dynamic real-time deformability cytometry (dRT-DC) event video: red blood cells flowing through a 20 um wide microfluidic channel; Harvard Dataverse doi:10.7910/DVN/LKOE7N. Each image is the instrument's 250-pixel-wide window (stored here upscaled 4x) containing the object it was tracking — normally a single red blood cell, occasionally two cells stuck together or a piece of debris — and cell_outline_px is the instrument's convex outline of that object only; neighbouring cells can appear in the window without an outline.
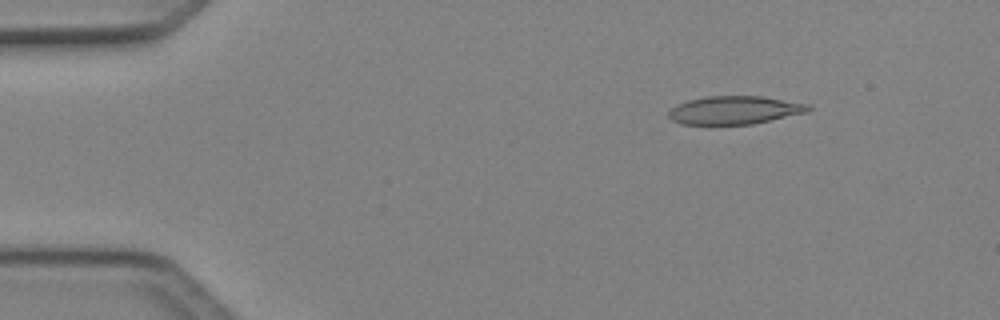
{"species": "Egyptian fruit bat (a non-hibernating species)", "species_latin": "Rousettus aegyptiacus", "temperature_condition": "cold", "stored_images_in_passage": 5, "camera_frame_rate_fps": 3000, "um_per_image_px": 0.085, "animal": {"sex": "female"}, "frame": {"image": 1, "passage_image": 2, "time_ms": 0.333, "image_size_px": [1000, 320], "cell_outline_px": [[812, 108], [808, 112], [752, 124], [680, 124], [672, 120], [668, 116], [668, 112], [676, 104], [688, 100], [708, 96], [764, 96], [808, 104]], "centroid_in_image_um": [62.44, 9.35], "position_along_channel_um": 22.6, "area_um2": 22.95}}
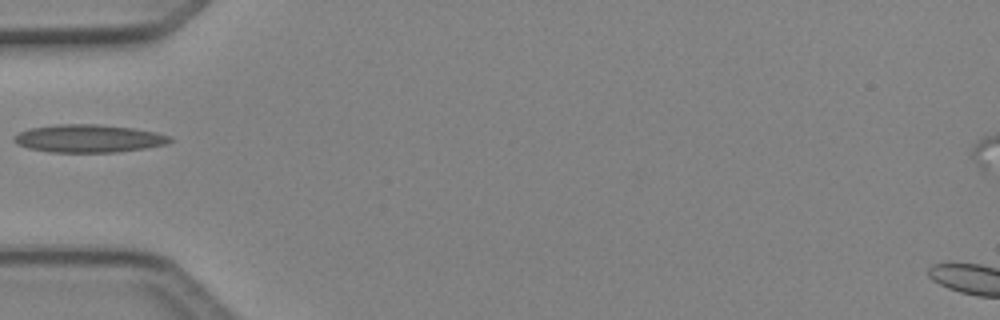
{"frame": {"image": 2, "passage_image": 4, "time_ms": 1.0, "image_size_px": [1000, 320], "cell_outline_px": [[172, 140], [164, 144], [144, 148], [116, 152], [48, 152], [28, 148], [16, 144], [12, 140], [12, 136], [28, 128], [56, 124], [100, 124], [132, 128], [156, 132], [172, 136]], "centroid_in_image_um": [7.48, 11.76], "position_along_channel_um": 77.5, "area_um2": 25.43}}
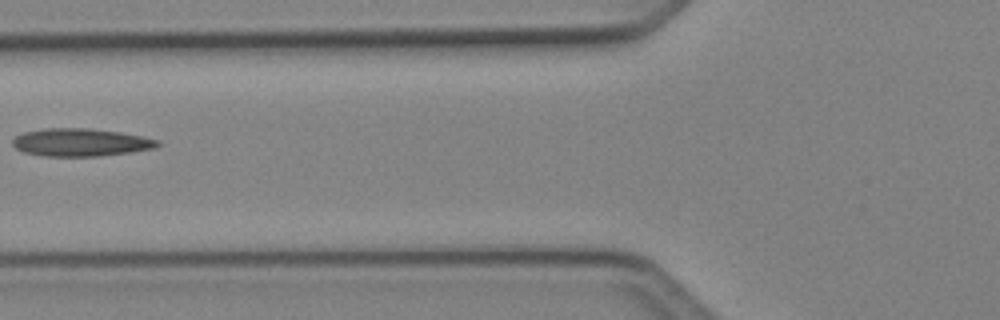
{"frame": {"image": 3, "passage_image": 5, "time_ms": 1.333, "image_size_px": [1000, 320], "cell_outline_px": [[160, 144], [156, 148], [100, 156], [48, 156], [24, 152], [16, 148], [12, 144], [12, 140], [16, 136], [24, 132], [44, 128], [88, 128], [120, 132], [160, 140]], "centroid_in_image_um": [6.86, 12.09], "position_along_channel_um": 118.9, "area_um2": 23.35}}